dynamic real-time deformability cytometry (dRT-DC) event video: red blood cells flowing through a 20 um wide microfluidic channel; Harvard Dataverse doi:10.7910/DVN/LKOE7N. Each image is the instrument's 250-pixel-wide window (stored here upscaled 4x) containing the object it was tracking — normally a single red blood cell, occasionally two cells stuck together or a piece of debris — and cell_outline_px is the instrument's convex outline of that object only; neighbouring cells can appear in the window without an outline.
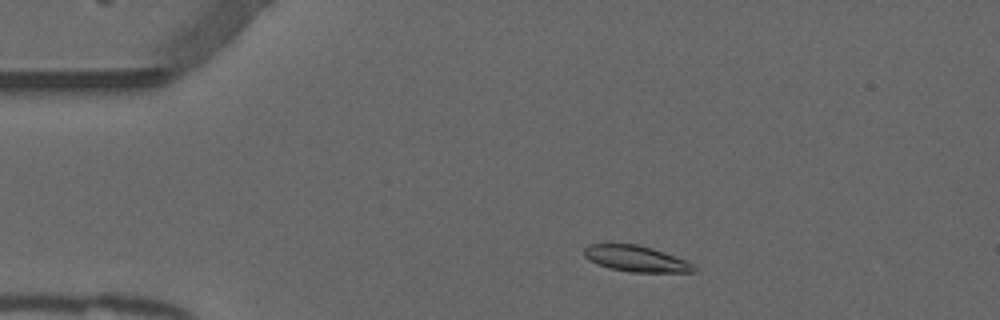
{"species": "common noctule bat (a hibernating species)", "species_latin": "Nyctalus noctula", "temperature_condition": "warm", "stored_images_in_passage": 28, "camera_frame_rate_fps": 3000, "um_per_image_px": 0.085, "animal": {"sex": "male", "forearm_length_mm": 52.5}, "frame": {"image": 1, "passage_image": 6, "time_ms": 1.667, "image_size_px": [1000, 320], "cell_outline_px": [[696, 272], [628, 272], [608, 268], [584, 256], [584, 248], [588, 244], [636, 244], [652, 248], [688, 260], [696, 268]], "centroid_in_image_um": [54.1, 21.99], "position_along_channel_um": 30.9, "area_um2": 16.59}}
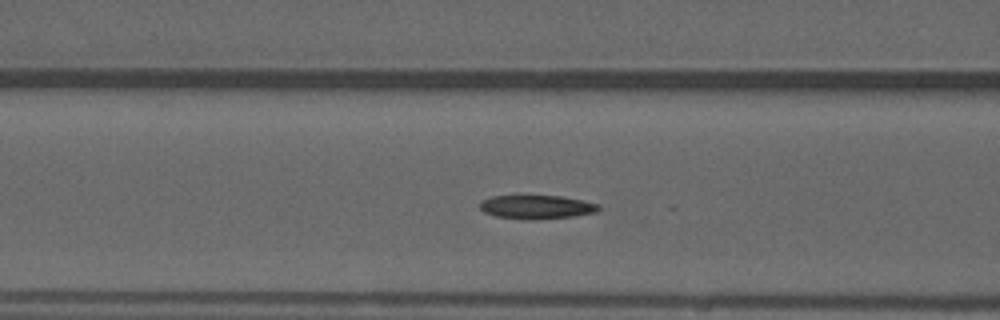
{"frame": {"image": 2, "passage_image": 17, "time_ms": 5.333, "image_size_px": [1000, 320], "cell_outline_px": [[600, 208], [596, 212], [572, 216], [532, 220], [524, 220], [496, 216], [484, 212], [480, 208], [480, 200], [492, 196], [560, 196], [600, 204]], "centroid_in_image_um": [45.58, 17.6], "position_along_channel_um": 121.0, "area_um2": 16.36}}
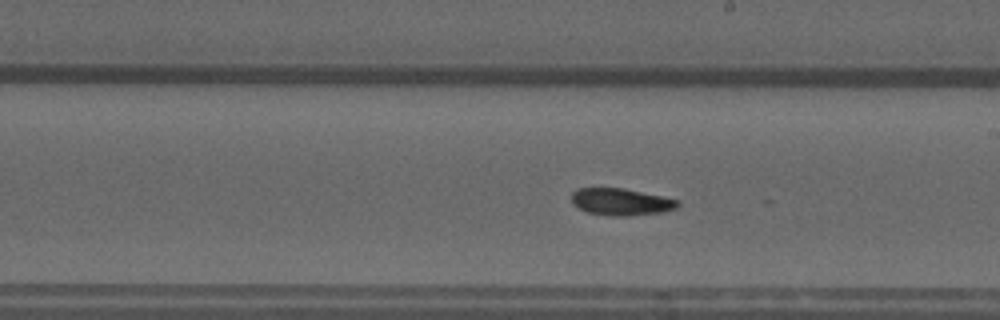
{"frame": {"image": 3, "passage_image": 26, "time_ms": 8.333, "image_size_px": [1000, 320], "cell_outline_px": [[680, 204], [676, 208], [664, 212], [624, 216], [608, 216], [588, 212], [572, 204], [572, 192], [576, 188], [620, 188], [680, 200]], "centroid_in_image_um": [52.77, 17.16], "position_along_channel_um": 236.2, "area_um2": 16.59}}